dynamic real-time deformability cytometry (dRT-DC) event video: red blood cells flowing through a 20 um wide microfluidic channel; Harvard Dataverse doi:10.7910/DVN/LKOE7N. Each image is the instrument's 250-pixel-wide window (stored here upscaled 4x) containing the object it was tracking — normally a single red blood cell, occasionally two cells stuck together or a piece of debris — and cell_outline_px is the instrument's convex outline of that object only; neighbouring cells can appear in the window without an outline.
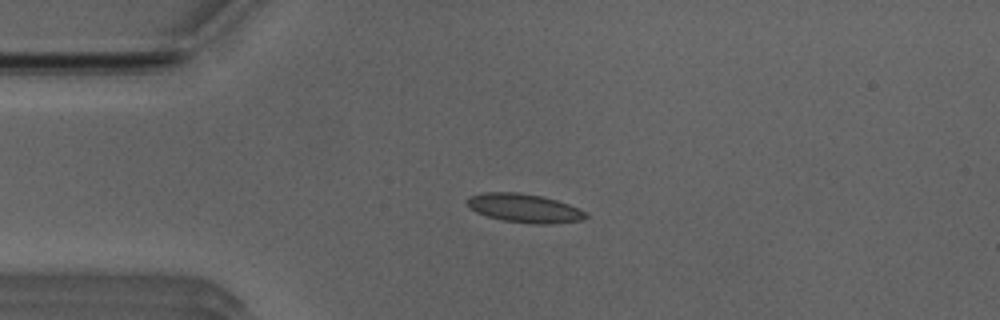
{"species": "Egyptian fruit bat (a non-hibernating species)", "species_latin": "Rousettus aegyptiacus", "temperature_condition": "room temperature", "stored_images_in_passage": 51, "camera_frame_rate_fps": 3000, "um_per_image_px": 0.085, "animal": {"sex": "male"}, "frame": {"image": 1, "passage_image": 11, "time_ms": 3.333, "image_size_px": [1000, 320], "cell_outline_px": [[588, 216], [580, 220], [552, 224], [532, 224], [500, 220], [476, 212], [468, 208], [464, 200], [472, 196], [484, 192], [520, 192], [540, 196], [556, 200], [568, 204], [588, 212]], "centroid_in_image_um": [44.54, 17.7], "position_along_channel_um": 40.5, "area_um2": 20.0}}
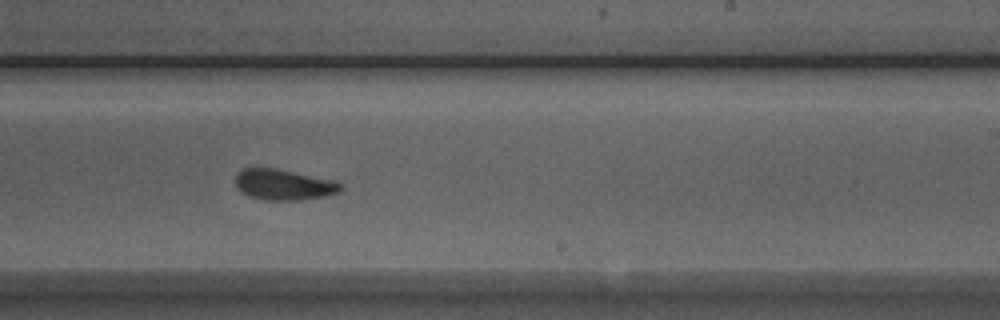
{"frame": {"image": 2, "passage_image": 30, "time_ms": 9.667, "image_size_px": [1000, 320], "cell_outline_px": [[340, 192], [324, 196], [300, 200], [264, 200], [248, 196], [240, 192], [236, 188], [236, 172], [240, 168], [276, 168], [332, 180], [340, 184]], "centroid_in_image_um": [24.03, 15.69], "position_along_channel_um": 265.0, "area_um2": 18.84}}
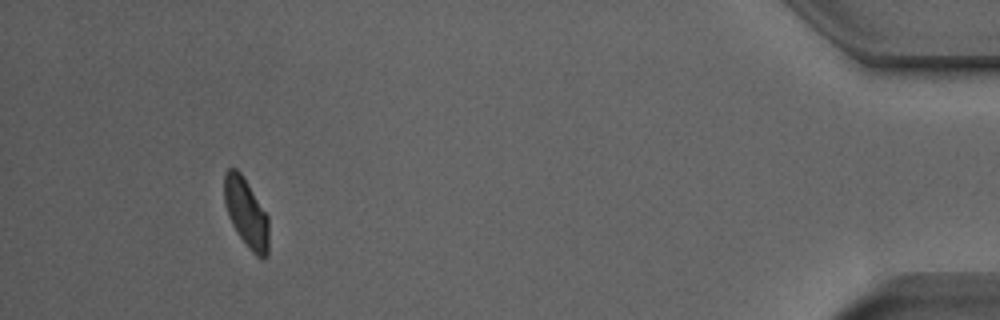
{"frame": {"image": 3, "passage_image": 47, "time_ms": 15.333, "image_size_px": [1000, 320], "cell_outline_px": [[268, 256], [264, 260], [260, 260], [248, 248], [232, 224], [228, 216], [224, 204], [224, 176], [228, 168], [236, 168], [240, 172], [248, 184], [268, 216]], "centroid_in_image_um": [20.93, 18.13], "position_along_channel_um": 414.3, "area_um2": 17.92}, "authors_computed_cell_mechanics": {"area_um2": 18.8428, "velocity_mm_per_s": 3.9106, "shape_relaxation_time_tau1_ms": 4.0399, "shape_relaxation_time_tau2_ms": 1.0949, "deformation_change_tau1": 0.1003, "deformation_change_tau2": 0.0644}}